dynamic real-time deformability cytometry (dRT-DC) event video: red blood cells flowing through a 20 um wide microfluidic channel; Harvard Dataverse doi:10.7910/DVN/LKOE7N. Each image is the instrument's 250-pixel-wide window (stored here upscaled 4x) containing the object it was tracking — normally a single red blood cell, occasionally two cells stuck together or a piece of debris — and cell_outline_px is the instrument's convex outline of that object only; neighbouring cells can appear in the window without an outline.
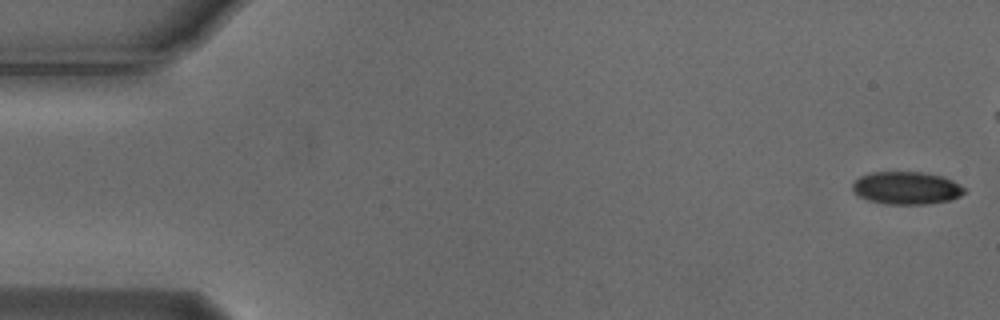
{"species": "Egyptian fruit bat (a non-hibernating species)", "species_latin": "Rousettus aegyptiacus", "temperature_condition": "cold", "stored_images_in_passage": 48, "camera_frame_rate_fps": 3000, "um_per_image_px": 0.085, "animal": {"sex": "male"}, "frame": {"image": 1, "passage_image": 1, "time_ms": 0.0, "image_size_px": [1000, 320], "cell_outline_px": [[964, 192], [960, 196], [948, 200], [928, 204], [884, 204], [868, 200], [856, 196], [852, 192], [852, 184], [860, 176], [872, 172], [924, 172], [944, 176], [960, 184], [964, 188]], "centroid_in_image_um": [77.01, 15.98], "position_along_channel_um": 8.0, "area_um2": 21.5}}
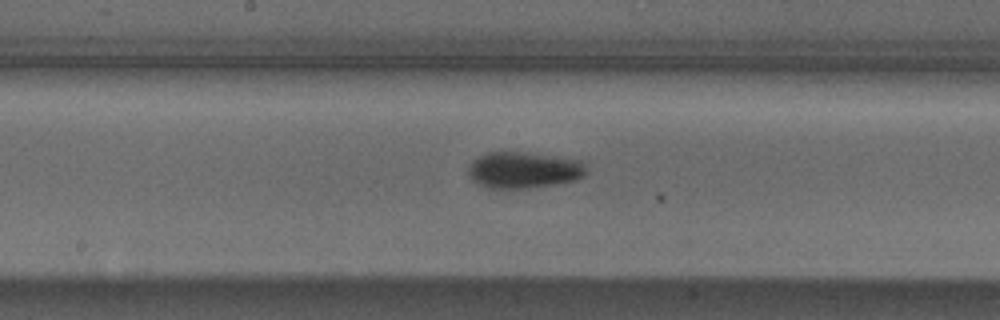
{"frame": {"image": 2, "passage_image": 28, "time_ms": 9.0, "image_size_px": [1000, 320], "cell_outline_px": [[584, 176], [576, 180], [556, 184], [528, 188], [488, 188], [472, 180], [468, 172], [468, 168], [472, 160], [488, 152], [520, 152], [552, 156], [580, 160], [584, 164]], "centroid_in_image_um": [44.49, 14.46], "position_along_channel_um": 203.7, "area_um2": 24.74}}
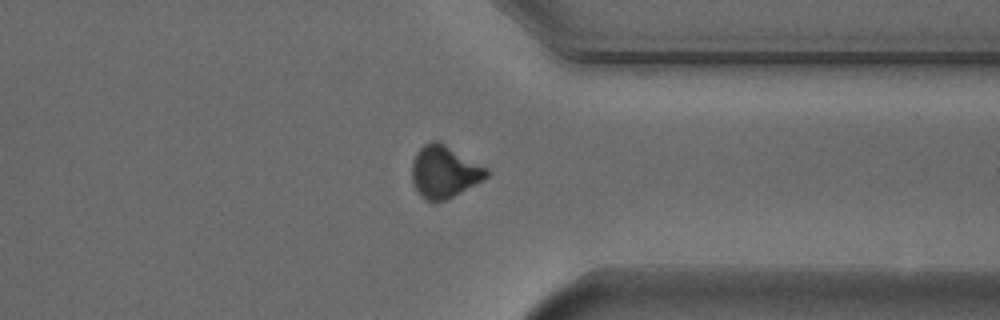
{"frame": {"image": 3, "passage_image": 42, "time_ms": 13.667, "image_size_px": [1000, 320], "cell_outline_px": [[488, 176], [484, 180], [444, 200], [424, 200], [420, 196], [412, 180], [412, 160], [416, 152], [424, 144], [432, 140], [436, 140], [444, 144], [488, 168]], "centroid_in_image_um": [37.75, 14.59], "position_along_channel_um": 373.6, "area_um2": 22.43}, "authors_computed_cell_mechanics": {"area_um2": 23.3512, "velocity_mm_per_s": 3.7231, "shape_relaxation_time_tau1_ms": 1.8172, "shape_relaxation_time_tau2_ms": null, "deformation_change_tau1": 0.1092, "deformation_change_tau2": null}}